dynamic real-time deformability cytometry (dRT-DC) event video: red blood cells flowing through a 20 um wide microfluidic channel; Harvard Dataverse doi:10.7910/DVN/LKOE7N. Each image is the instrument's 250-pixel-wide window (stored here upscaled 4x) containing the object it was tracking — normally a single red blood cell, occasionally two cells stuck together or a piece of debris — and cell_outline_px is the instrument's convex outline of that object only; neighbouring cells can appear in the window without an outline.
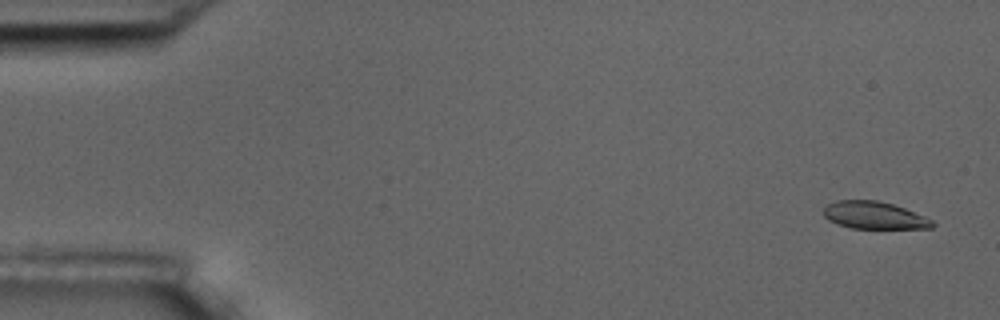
{"species": "common noctule bat (a hibernating species)", "species_latin": "Nyctalus noctula", "temperature_condition": "room temperature", "stored_images_in_passage": 5, "camera_frame_rate_fps": 3000, "um_per_image_px": 0.085, "animal": {"sex": "male", "body_mass_g": 17.5, "forearm_length_mm": 52.3}, "frame": {"image": 1, "passage_image": 1, "time_ms": 0.0, "image_size_px": [1000, 320], "cell_outline_px": [[936, 224], [932, 228], [852, 228], [836, 224], [828, 220], [824, 216], [824, 208], [828, 204], [836, 200], [876, 200], [892, 204], [904, 208], [924, 216], [932, 220]], "centroid_in_image_um": [74.29, 18.3], "position_along_channel_um": 10.7, "area_um2": 17.28}}
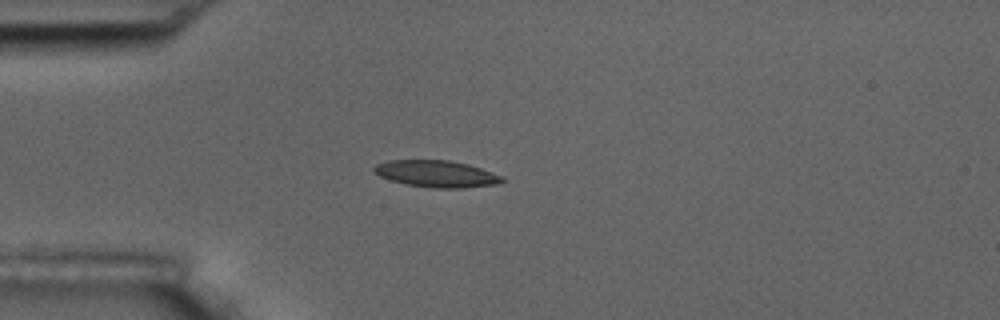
{"frame": {"image": 2, "passage_image": 5, "time_ms": 4.333, "image_size_px": [1000, 320], "cell_outline_px": [[504, 180], [496, 184], [464, 188], [436, 188], [404, 184], [380, 176], [372, 172], [372, 168], [376, 164], [388, 160], [448, 160], [468, 164], [504, 176]], "centroid_in_image_um": [37.08, 14.77], "position_along_channel_um": 47.9, "area_um2": 20.0}}